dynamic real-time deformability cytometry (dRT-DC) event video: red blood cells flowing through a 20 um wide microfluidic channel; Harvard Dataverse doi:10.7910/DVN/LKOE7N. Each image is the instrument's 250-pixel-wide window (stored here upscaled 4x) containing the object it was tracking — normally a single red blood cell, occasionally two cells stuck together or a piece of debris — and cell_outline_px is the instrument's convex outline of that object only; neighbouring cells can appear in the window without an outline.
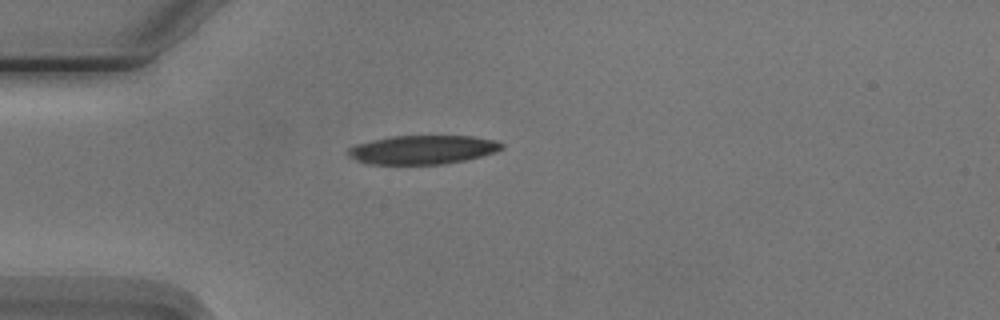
{"species": "Egyptian fruit bat (a non-hibernating species)", "species_latin": "Rousettus aegyptiacus", "temperature_condition": "cold", "stored_images_in_passage": 2, "camera_frame_rate_fps": 3000, "um_per_image_px": 0.085, "animal": {"sex": "male"}, "frame": {"image": 1, "passage_image": 1, "time_ms": 0.0, "image_size_px": [1000, 320], "cell_outline_px": [[504, 148], [480, 156], [464, 160], [444, 164], [368, 164], [356, 160], [348, 156], [348, 148], [356, 144], [372, 140], [392, 136], [472, 136], [496, 140], [504, 144]], "centroid_in_image_um": [35.91, 12.72], "position_along_channel_um": 49.1, "area_um2": 25.72}}